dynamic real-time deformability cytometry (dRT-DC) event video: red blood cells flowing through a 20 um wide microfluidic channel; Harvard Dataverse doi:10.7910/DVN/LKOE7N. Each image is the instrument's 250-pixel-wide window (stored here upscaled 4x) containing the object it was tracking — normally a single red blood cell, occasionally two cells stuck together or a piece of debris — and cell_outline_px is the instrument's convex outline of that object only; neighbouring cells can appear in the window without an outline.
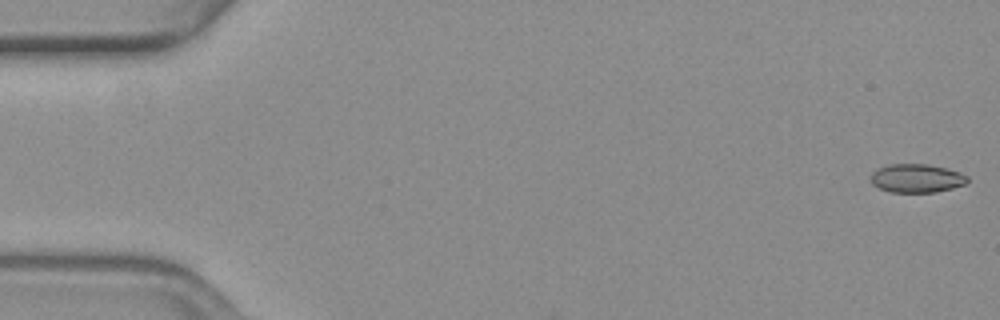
{"species": "common noctule bat (a hibernating species)", "species_latin": "Nyctalus noctula", "temperature_condition": "warm", "stored_images_in_passage": 49, "camera_frame_rate_fps": 3000, "um_per_image_px": 0.085, "animal": {"sex": "female", "body_mass_g": 19.3, "forearm_length_mm": 54.1}, "frame": {"image": 1, "passage_image": 1, "time_ms": 0.0, "image_size_px": [1000, 320], "cell_outline_px": [[968, 180], [964, 184], [952, 188], [936, 192], [888, 192], [872, 184], [872, 172], [880, 168], [892, 164], [924, 164], [944, 168], [960, 172], [968, 176]], "centroid_in_image_um": [77.92, 15.16], "position_along_channel_um": 7.1, "area_um2": 15.84}}
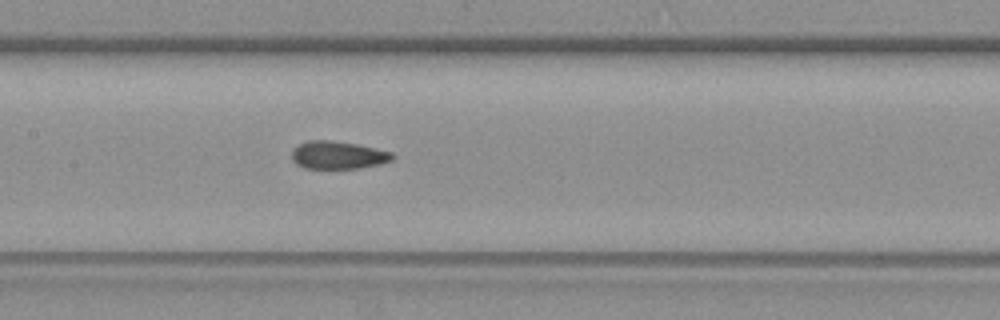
{"frame": {"image": 2, "passage_image": 27, "time_ms": 8.667, "image_size_px": [1000, 320], "cell_outline_px": [[396, 156], [392, 160], [380, 164], [360, 168], [304, 168], [296, 164], [292, 160], [292, 152], [300, 144], [308, 140], [328, 140], [356, 144], [376, 148], [392, 152]], "centroid_in_image_um": [28.76, 13.19], "position_along_channel_um": 178.6, "area_um2": 16.24}}
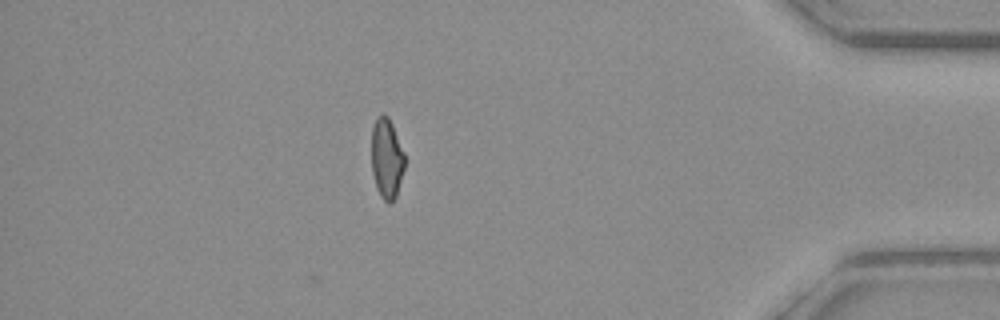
{"frame": {"image": 3, "passage_image": 49, "time_ms": 16.0, "image_size_px": [1000, 320], "cell_outline_px": [[404, 168], [396, 196], [392, 204], [388, 204], [380, 196], [376, 188], [372, 172], [372, 128], [376, 116], [384, 112], [388, 116], [392, 124], [404, 152]], "centroid_in_image_um": [32.86, 13.46], "position_along_channel_um": 402.3, "area_um2": 15.66}, "authors_computed_cell_mechanics": {"area_um2": 16.2418, "velocity_mm_per_s": 3.6749, "shape_relaxation_time_tau1_ms": null, "shape_relaxation_time_tau2_ms": 1.9187, "deformation_change_tau1": null, "deformation_change_tau2": 0.0764}}